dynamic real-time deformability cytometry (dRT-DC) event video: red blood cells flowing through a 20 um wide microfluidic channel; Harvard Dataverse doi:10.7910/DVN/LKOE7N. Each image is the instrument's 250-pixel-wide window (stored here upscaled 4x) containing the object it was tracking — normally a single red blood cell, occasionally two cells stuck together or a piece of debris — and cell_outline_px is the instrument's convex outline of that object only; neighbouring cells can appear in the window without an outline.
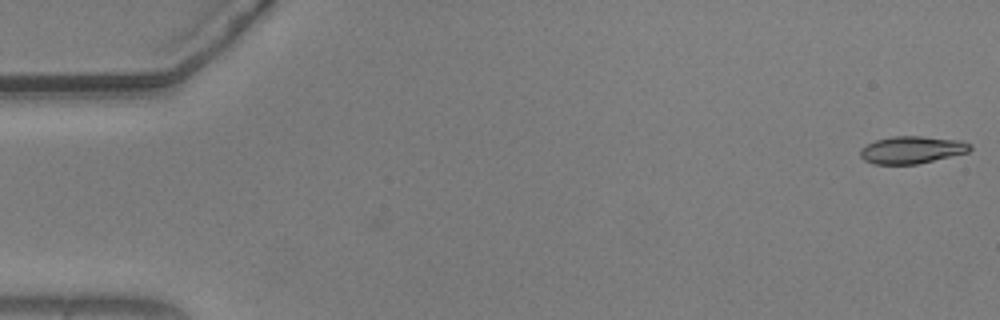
{"species": "common noctule bat (a hibernating species)", "species_latin": "Nyctalus noctula", "temperature_condition": "warm", "stored_images_in_passage": 6, "camera_frame_rate_fps": 3000, "um_per_image_px": 0.085, "animal": {"sex": "male", "body_mass_g": 20.5, "forearm_length_mm": 52.5}, "frame": {"image": 1, "passage_image": 6, "time_ms": 1.667, "image_size_px": [1000, 320], "cell_outline_px": [[972, 148], [968, 152], [916, 164], [872, 164], [864, 160], [860, 156], [860, 148], [876, 140], [892, 136], [920, 136], [960, 140], [972, 144]], "centroid_in_image_um": [77.49, 12.73], "position_along_channel_um": 7.5, "area_um2": 17.46}}